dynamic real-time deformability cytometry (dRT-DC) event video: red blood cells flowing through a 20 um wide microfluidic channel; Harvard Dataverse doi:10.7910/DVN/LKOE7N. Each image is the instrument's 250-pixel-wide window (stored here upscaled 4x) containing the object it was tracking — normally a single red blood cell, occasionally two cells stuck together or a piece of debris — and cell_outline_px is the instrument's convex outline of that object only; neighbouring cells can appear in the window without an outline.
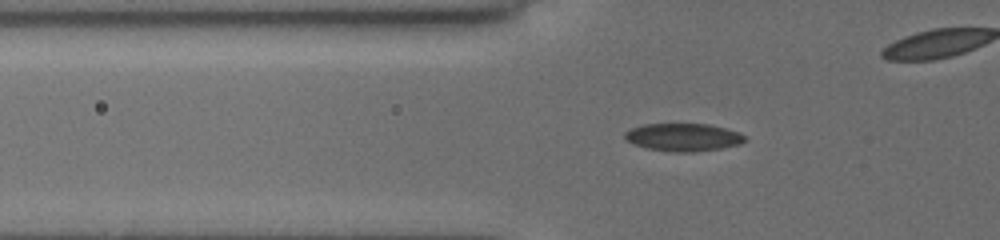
{"species": "common noctule bat (a hibernating species)", "species_latin": "Nyctalus noctula", "temperature_condition": "cold", "stored_images_in_passage": 37, "camera_frame_rate_fps": 3000, "um_per_image_px": 0.085, "animal": {"sex": "female", "body_mass_g": 19.5, "forearm_length_mm": 54.1}, "frame": {"image": 1, "passage_image": 2, "time_ms": 0.333, "image_size_px": [1000, 240], "cell_outline_px": [[744, 140], [740, 144], [720, 148], [692, 152], [672, 152], [648, 148], [632, 144], [624, 136], [624, 132], [632, 128], [644, 124], [708, 124], [740, 132], [744, 136]], "centroid_in_image_um": [58.05, 11.66], "position_along_channel_um": 67.7, "area_um2": 19.25}}
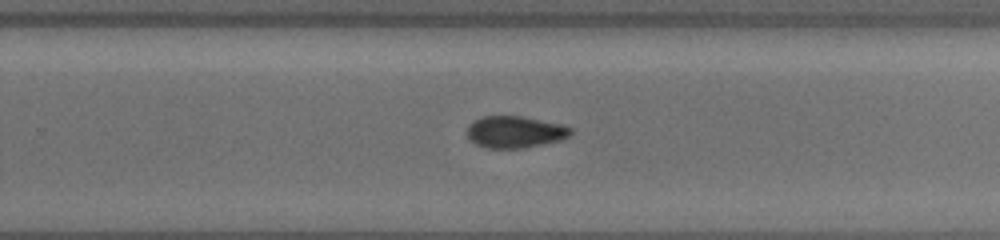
{"frame": {"image": 2, "passage_image": 19, "time_ms": 6.0, "image_size_px": [1000, 240], "cell_outline_px": [[572, 132], [568, 136], [560, 140], [544, 144], [524, 148], [484, 148], [476, 144], [468, 136], [468, 124], [484, 116], [520, 116], [560, 124], [572, 128]], "centroid_in_image_um": [43.77, 11.22], "position_along_channel_um": 286.0, "area_um2": 19.02}}
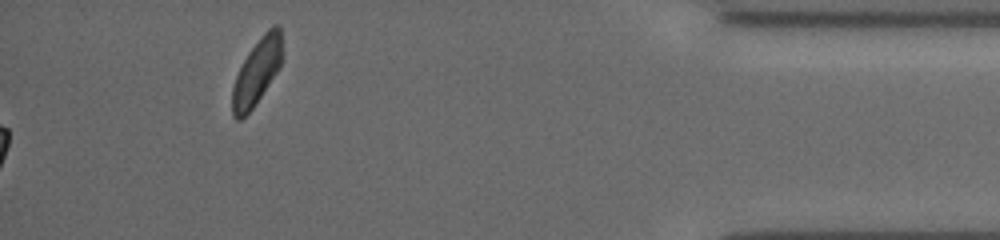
{"frame": {"image": 3, "passage_image": 37, "time_ms": 12.0, "image_size_px": [1000, 240], "cell_outline_px": [[280, 68], [252, 108], [240, 120], [236, 120], [232, 116], [232, 88], [236, 76], [248, 52], [264, 32], [272, 24], [276, 24], [280, 28]], "centroid_in_image_um": [21.8, 6.12], "position_along_channel_um": 413.4, "area_um2": 18.73}, "authors_computed_cell_mechanics": {"area_um2": 19.2474, "velocity_mm_per_s": 3.9561, "shape_relaxation_time_tau1_ms": 3.3082, "shape_relaxation_time_tau2_ms": null, "deformation_change_tau1": 0.0935, "deformation_change_tau2": null}}